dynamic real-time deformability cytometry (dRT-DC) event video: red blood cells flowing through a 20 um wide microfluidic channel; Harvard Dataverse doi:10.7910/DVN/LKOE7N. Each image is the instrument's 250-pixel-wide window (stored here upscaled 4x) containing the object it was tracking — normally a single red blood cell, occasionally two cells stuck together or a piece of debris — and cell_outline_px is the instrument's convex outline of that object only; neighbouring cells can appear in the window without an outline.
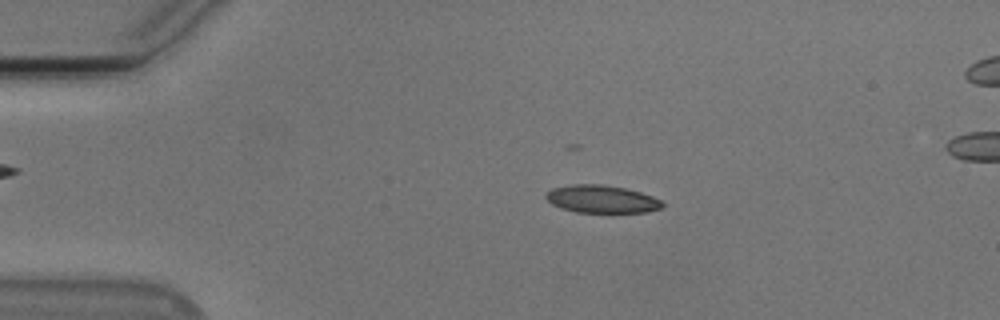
{"species": "Egyptian fruit bat (a non-hibernating species)", "species_latin": "Rousettus aegyptiacus", "temperature_condition": "cold", "stored_images_in_passage": 52, "camera_frame_rate_fps": 3000, "um_per_image_px": 0.085, "animal": {"sex": "male"}, "frame": {"image": 1, "passage_image": 9, "time_ms": 2.667, "image_size_px": [1000, 320], "cell_outline_px": [[664, 204], [660, 208], [644, 212], [576, 212], [560, 208], [552, 204], [544, 196], [552, 188], [572, 184], [604, 184], [624, 188], [640, 192], [652, 196], [660, 200]], "centroid_in_image_um": [51.11, 16.91], "position_along_channel_um": 33.9, "area_um2": 18.67}}
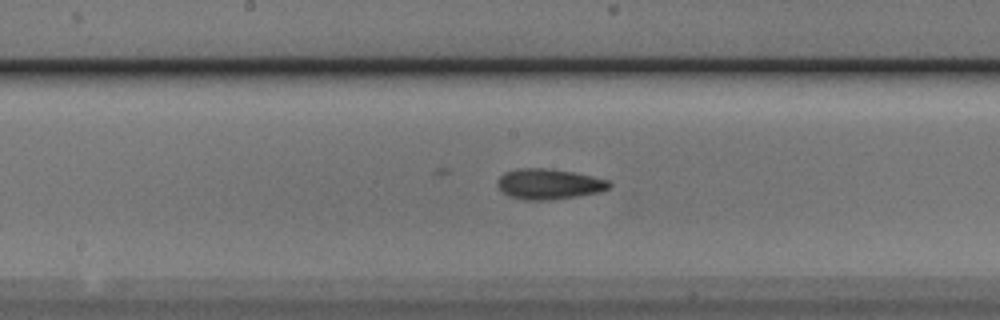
{"frame": {"image": 2, "passage_image": 26, "time_ms": 8.333, "image_size_px": [1000, 320], "cell_outline_px": [[612, 184], [608, 188], [600, 192], [552, 200], [524, 200], [508, 196], [496, 184], [496, 180], [504, 172], [520, 168], [548, 168], [572, 172], [592, 176], [608, 180]], "centroid_in_image_um": [46.63, 15.64], "position_along_channel_um": 201.6, "area_um2": 19.88}}
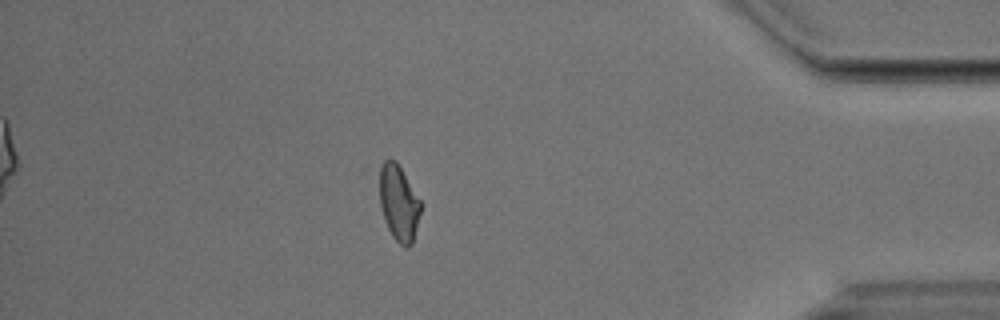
{"frame": {"image": 3, "passage_image": 45, "time_ms": 14.667, "image_size_px": [1000, 320], "cell_outline_px": [[424, 204], [412, 244], [408, 248], [404, 248], [392, 236], [388, 228], [380, 204], [372, 172], [384, 160], [396, 160]], "centroid_in_image_um": [33.83, 17.14], "position_along_channel_um": 401.4, "area_um2": 19.65}, "authors_computed_cell_mechanics": {"area_um2": 19.1896, "velocity_mm_per_s": 3.7756, "shape_relaxation_time_tau1_ms": 7.6063, "shape_relaxation_time_tau2_ms": 1.965, "deformation_change_tau1": 0.1585, "deformation_change_tau2": 0.0838}}